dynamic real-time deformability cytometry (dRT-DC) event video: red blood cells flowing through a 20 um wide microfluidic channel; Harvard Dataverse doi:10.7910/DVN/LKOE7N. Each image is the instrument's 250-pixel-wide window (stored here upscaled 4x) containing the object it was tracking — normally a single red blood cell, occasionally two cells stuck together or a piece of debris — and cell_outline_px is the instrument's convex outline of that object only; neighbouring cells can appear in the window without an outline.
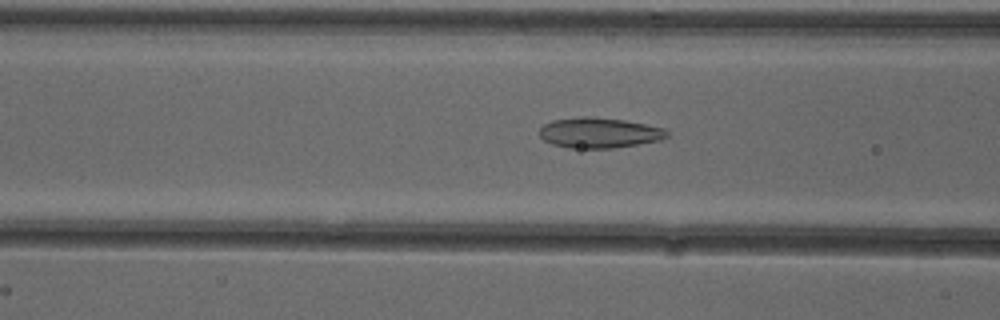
{"species": "common noctule bat (a hibernating species)", "species_latin": "Nyctalus noctula", "temperature_condition": "cold", "stored_images_in_passage": 51, "camera_frame_rate_fps": 3000, "um_per_image_px": 0.085, "animal": {"sex": "female"}, "frame": {"image": 1, "passage_image": 19, "time_ms": 6.0, "image_size_px": [1000, 320], "cell_outline_px": [[668, 136], [660, 140], [612, 148], [568, 148], [552, 144], [544, 140], [540, 136], [540, 128], [544, 124], [552, 120], [584, 116], [592, 116], [624, 120], [664, 128], [668, 132]], "centroid_in_image_um": [50.91, 11.28], "position_along_channel_um": 115.7, "area_um2": 22.48}}
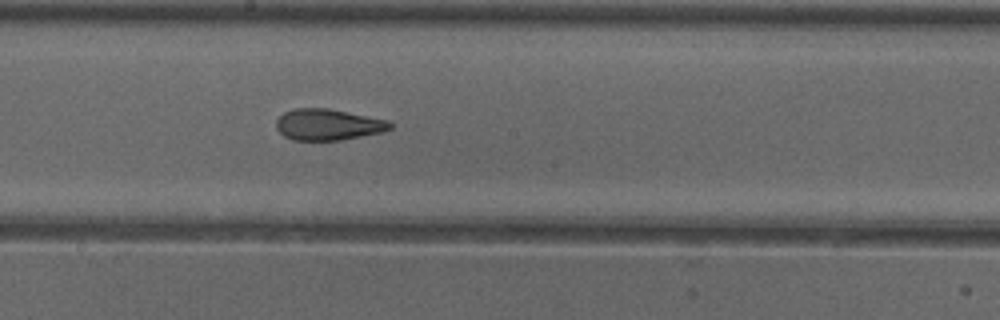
{"frame": {"image": 2, "passage_image": 27, "time_ms": 8.667, "image_size_px": [1000, 320], "cell_outline_px": [[392, 128], [380, 132], [340, 140], [292, 140], [284, 136], [276, 128], [276, 120], [284, 112], [292, 108], [328, 108], [388, 120], [392, 124]], "centroid_in_image_um": [27.84, 10.58], "position_along_channel_um": 220.4, "area_um2": 20.63}}
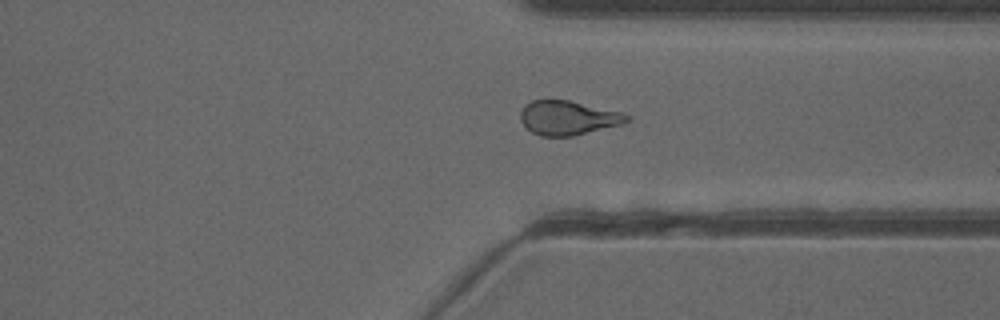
{"frame": {"image": 3, "passage_image": 38, "time_ms": 12.333, "image_size_px": [1000, 320], "cell_outline_px": [[628, 120], [620, 124], [572, 136], [540, 136], [532, 132], [520, 120], [520, 112], [524, 104], [532, 100], [568, 100], [624, 112], [628, 116]], "centroid_in_image_um": [48.24, 10.0], "position_along_channel_um": 363.2, "area_um2": 21.04}, "authors_computed_cell_mechanics": {"area_um2": 22.3108, "velocity_mm_per_s": 3.9092, "shape_relaxation_time_tau1_ms": null, "shape_relaxation_time_tau2_ms": 2.065, "deformation_change_tau1": null, "deformation_change_tau2": 0.1021}}